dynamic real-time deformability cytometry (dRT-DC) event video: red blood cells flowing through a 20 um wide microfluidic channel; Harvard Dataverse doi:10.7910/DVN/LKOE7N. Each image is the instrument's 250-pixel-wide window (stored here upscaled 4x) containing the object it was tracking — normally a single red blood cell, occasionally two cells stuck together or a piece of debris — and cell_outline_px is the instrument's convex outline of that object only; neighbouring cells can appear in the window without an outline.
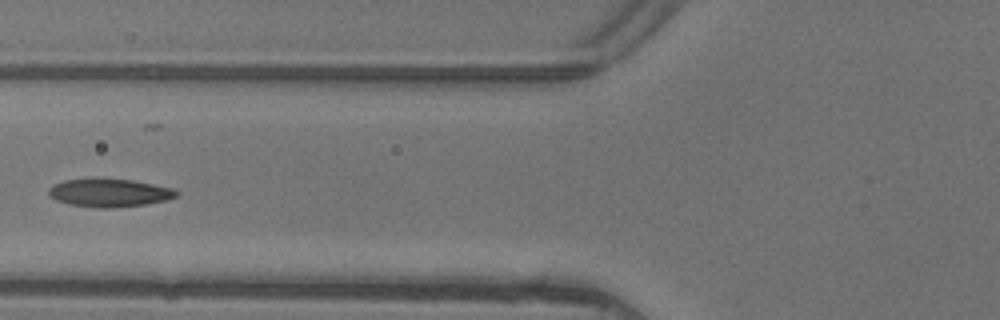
{"species": "common noctule bat (a hibernating species)", "species_latin": "Nyctalus noctula", "temperature_condition": "warm", "stored_images_in_passage": 7, "camera_frame_rate_fps": 3000, "um_per_image_px": 0.085, "animal": {"sex": "female"}, "frame": {"image": 1, "passage_image": 6, "time_ms": 1.667, "image_size_px": [1000, 320], "cell_outline_px": [[180, 196], [168, 200], [148, 204], [116, 208], [92, 208], [72, 204], [56, 200], [48, 196], [48, 188], [52, 184], [64, 180], [132, 180], [172, 188], [180, 192]], "centroid_in_image_um": [9.33, 16.42], "position_along_channel_um": 116.5, "area_um2": 20.87}}
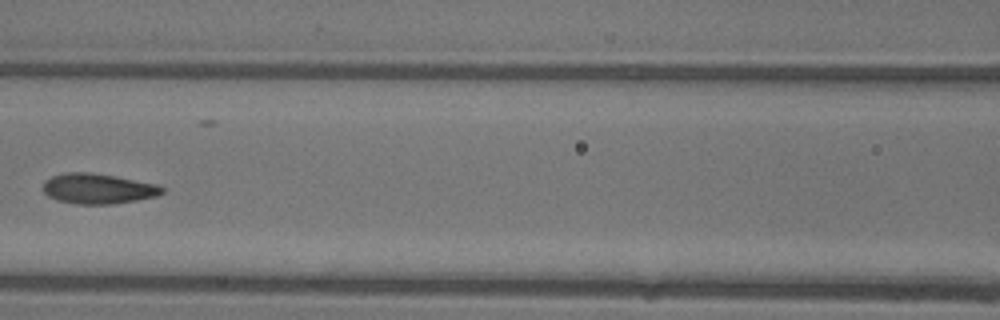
{"frame": {"image": 2, "passage_image": 7, "time_ms": 2.0, "image_size_px": [1000, 320], "cell_outline_px": [[164, 192], [156, 196], [136, 200], [112, 204], [76, 204], [56, 200], [48, 196], [44, 192], [44, 180], [52, 176], [64, 172], [88, 172], [160, 184], [164, 188]], "centroid_in_image_um": [8.33, 16.04], "position_along_channel_um": 158.3, "area_um2": 20.98}}